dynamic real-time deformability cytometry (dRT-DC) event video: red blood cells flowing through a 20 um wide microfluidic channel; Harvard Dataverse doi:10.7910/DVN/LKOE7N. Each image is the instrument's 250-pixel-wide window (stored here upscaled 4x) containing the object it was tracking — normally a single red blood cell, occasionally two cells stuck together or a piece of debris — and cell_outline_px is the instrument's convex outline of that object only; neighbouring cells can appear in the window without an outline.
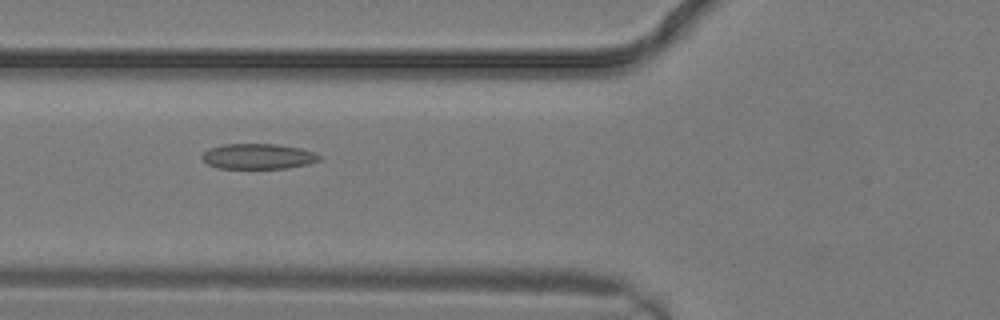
{"species": "common noctule bat (a hibernating species)", "species_latin": "Nyctalus noctula", "temperature_condition": "warm", "stored_images_in_passage": 13, "camera_frame_rate_fps": 3000, "um_per_image_px": 0.085, "animal": {"sex": "male", "body_mass_g": 19.2, "forearm_length_mm": 51.8}, "frame": {"image": 1, "passage_image": 10, "time_ms": 3.0, "image_size_px": [1000, 320], "cell_outline_px": [[320, 160], [308, 164], [288, 168], [216, 168], [208, 164], [200, 156], [208, 148], [224, 144], [276, 144], [300, 148], [312, 152], [320, 156]], "centroid_in_image_um": [21.91, 13.29], "position_along_channel_um": 103.9, "area_um2": 17.28}}
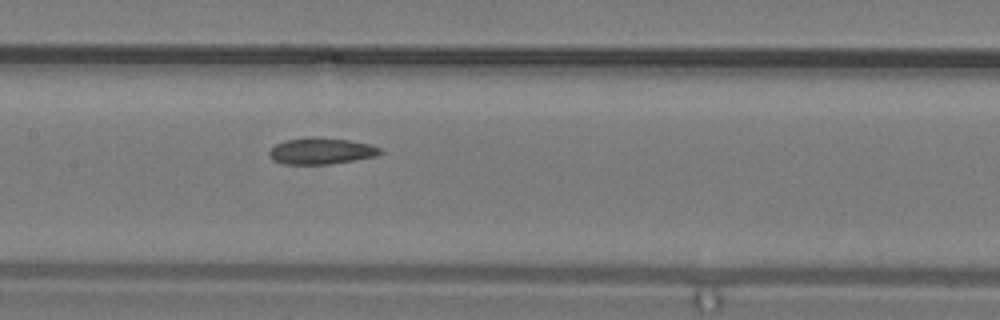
{"frame": {"image": 2, "passage_image": 13, "time_ms": 4.0, "image_size_px": [1000, 320], "cell_outline_px": [[384, 152], [376, 156], [328, 164], [284, 164], [272, 160], [268, 156], [268, 152], [276, 144], [284, 140], [308, 136], [312, 136], [348, 140], [368, 144], [380, 148]], "centroid_in_image_um": [27.25, 12.83], "position_along_channel_um": 180.2, "area_um2": 17.11}}